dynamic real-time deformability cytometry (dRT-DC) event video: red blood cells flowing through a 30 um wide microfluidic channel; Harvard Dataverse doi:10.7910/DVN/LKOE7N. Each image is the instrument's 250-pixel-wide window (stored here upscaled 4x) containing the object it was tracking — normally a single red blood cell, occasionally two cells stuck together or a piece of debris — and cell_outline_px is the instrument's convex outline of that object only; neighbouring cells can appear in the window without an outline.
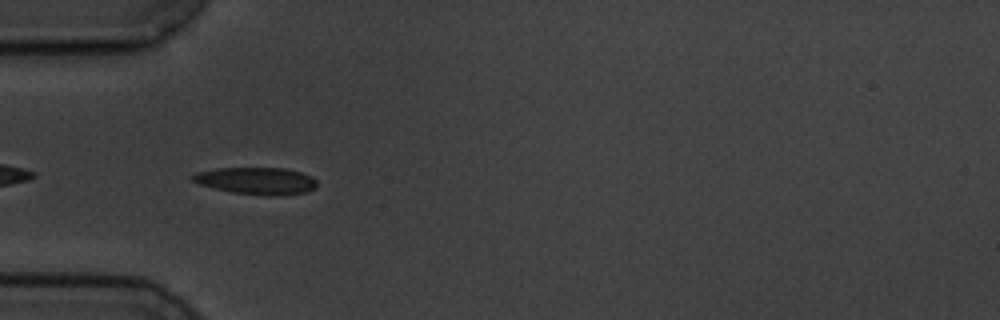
{"species": "common noctule bat (a hibernating species)", "species_latin": "Nyctalus noctula", "temperature_condition": "cold", "stored_images_in_passage": 7, "camera_frame_rate_fps": 3000, "um_per_image_px": 0.085, "animal": {"sex": "male", "body_mass_g": 19.5, "forearm_length_mm": 54.6}, "frame": {"image": 1, "passage_image": 4, "time_ms": 4.667, "image_size_px": [1000, 320], "cell_outline_px": [[316, 188], [308, 192], [280, 196], [264, 196], [232, 192], [200, 184], [192, 180], [188, 176], [196, 172], [216, 168], [284, 168], [300, 172], [312, 176], [316, 180]], "centroid_in_image_um": [21.82, 15.37], "position_along_channel_um": 63.2, "area_um2": 19.83}}
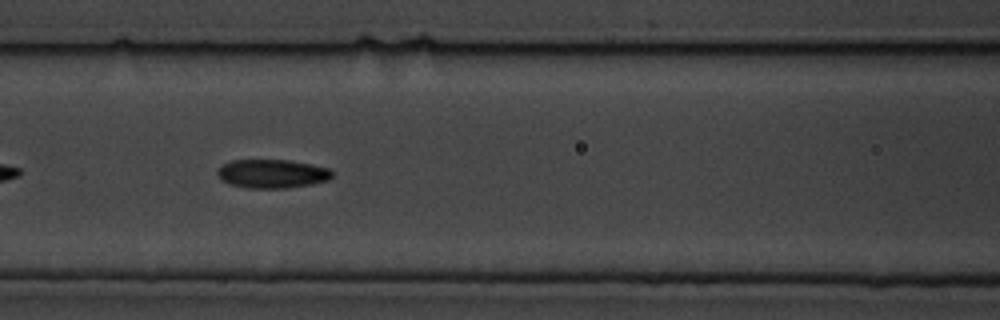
{"frame": {"image": 2, "passage_image": 6, "time_ms": 7.0, "image_size_px": [1000, 320], "cell_outline_px": [[332, 176], [328, 180], [312, 184], [288, 188], [248, 188], [232, 184], [220, 180], [216, 172], [216, 168], [232, 160], [288, 160], [312, 164], [328, 168], [332, 172]], "centroid_in_image_um": [23.11, 14.76], "position_along_channel_um": 143.5, "area_um2": 19.25}}
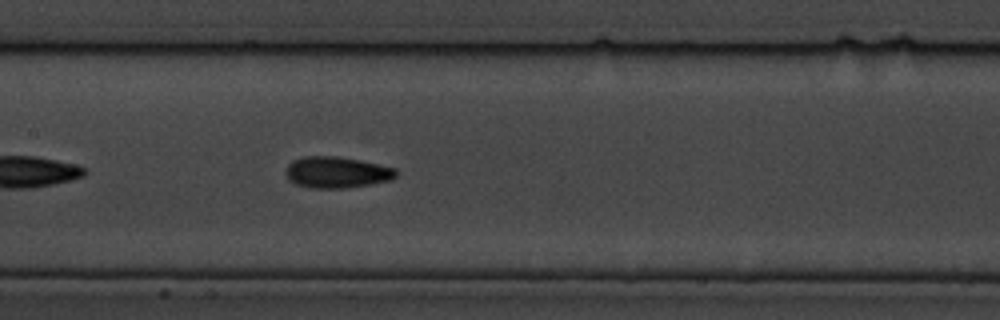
{"frame": {"image": 3, "passage_image": 7, "time_ms": 8.0, "image_size_px": [1000, 320], "cell_outline_px": [[396, 176], [392, 180], [344, 188], [312, 188], [296, 184], [288, 180], [284, 172], [288, 164], [292, 160], [304, 156], [336, 156], [360, 160], [396, 168]], "centroid_in_image_um": [28.58, 14.64], "position_along_channel_um": 178.8, "area_um2": 20.17}}